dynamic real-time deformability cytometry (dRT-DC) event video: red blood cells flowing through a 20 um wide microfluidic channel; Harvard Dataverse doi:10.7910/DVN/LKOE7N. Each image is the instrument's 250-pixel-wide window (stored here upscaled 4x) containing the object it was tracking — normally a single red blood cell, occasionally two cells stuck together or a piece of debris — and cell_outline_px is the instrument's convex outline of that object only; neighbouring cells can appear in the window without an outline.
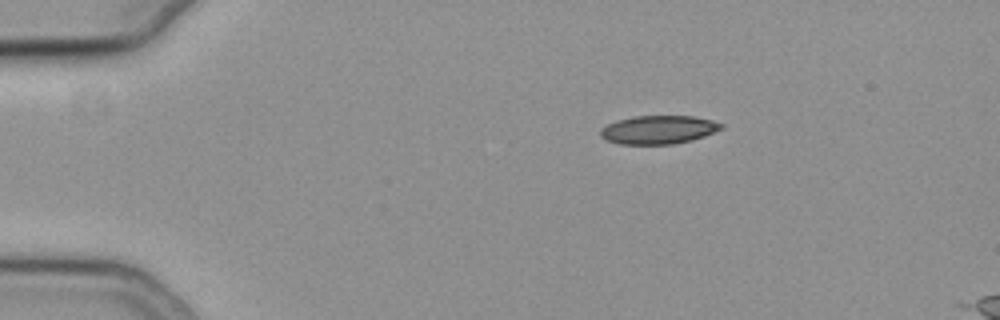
{"species": "common noctule bat (a hibernating species)", "species_latin": "Nyctalus noctula", "temperature_condition": "cold", "stored_images_in_passage": 7, "camera_frame_rate_fps": 3000, "um_per_image_px": 0.085, "animal": {"sex": "female", "body_mass_g": 19.3, "forearm_length_mm": 54.1}, "frame": {"image": 1, "passage_image": 1, "time_ms": 0.0, "image_size_px": [1000, 320], "cell_outline_px": [[724, 128], [704, 136], [692, 140], [672, 144], [620, 144], [604, 140], [600, 136], [600, 128], [616, 120], [632, 116], [692, 116], [712, 120], [724, 124]], "centroid_in_image_um": [55.95, 11.02], "position_along_channel_um": 29.1, "area_um2": 20.17}}